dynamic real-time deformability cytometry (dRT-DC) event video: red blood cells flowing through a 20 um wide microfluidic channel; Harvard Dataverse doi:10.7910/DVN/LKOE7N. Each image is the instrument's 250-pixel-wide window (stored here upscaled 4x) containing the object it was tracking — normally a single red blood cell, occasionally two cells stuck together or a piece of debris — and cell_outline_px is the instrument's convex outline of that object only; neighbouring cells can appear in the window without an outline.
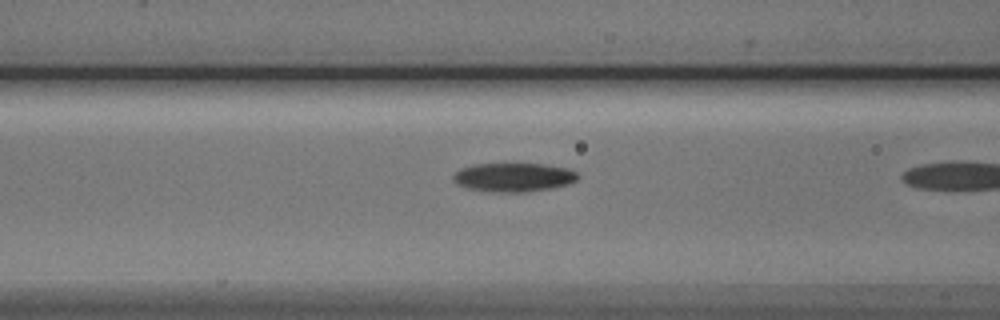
{"species": "Egyptian fruit bat (a non-hibernating species)", "species_latin": "Rousettus aegyptiacus", "temperature_condition": "cold", "stored_images_in_passage": 11, "camera_frame_rate_fps": 3000, "um_per_image_px": 0.085, "animal": {"sex": "male"}, "frame": {"image": 1, "passage_image": 10, "time_ms": 3.0, "image_size_px": [1000, 320], "cell_outline_px": [[580, 176], [576, 180], [568, 184], [552, 188], [528, 192], [488, 192], [468, 188], [456, 184], [452, 180], [452, 176], [460, 168], [476, 164], [544, 164], [568, 168], [576, 172]], "centroid_in_image_um": [43.65, 15.07], "position_along_channel_um": 123.0, "area_um2": 21.1}}